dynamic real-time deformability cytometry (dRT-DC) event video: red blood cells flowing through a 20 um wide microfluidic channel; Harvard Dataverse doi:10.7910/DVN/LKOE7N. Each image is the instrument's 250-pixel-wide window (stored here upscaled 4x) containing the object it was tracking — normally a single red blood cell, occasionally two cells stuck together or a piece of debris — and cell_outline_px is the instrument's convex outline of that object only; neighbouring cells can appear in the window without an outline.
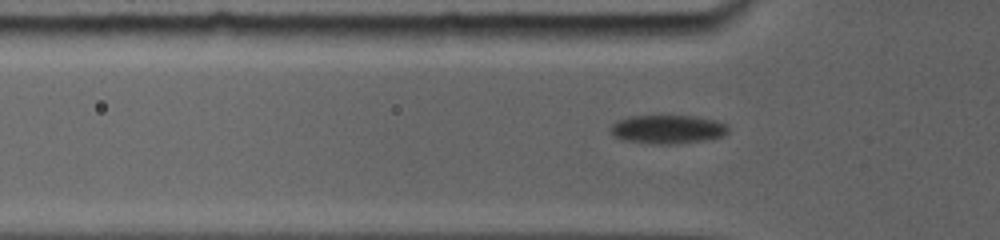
{"species": "common noctule bat (a hibernating species)", "species_latin": "Nyctalus noctula", "temperature_condition": "room temperature", "stored_images_in_passage": 12, "camera_frame_rate_fps": 5000, "um_per_image_px": 0.085, "animal": {"sex": "female", "body_mass_g": 19.0, "forearm_length_mm": 56.7}, "frame": {"image": 1, "passage_image": 5, "time_ms": 2.0, "image_size_px": [1000, 240], "cell_outline_px": [[728, 128], [720, 136], [696, 140], [632, 140], [616, 136], [612, 132], [612, 124], [628, 116], [696, 116], [712, 120], [724, 124]], "centroid_in_image_um": [56.73, 10.89], "position_along_channel_um": 69.1, "area_um2": 17.4}}
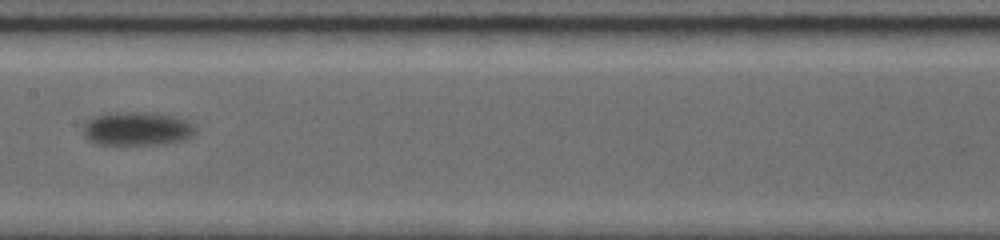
{"frame": {"image": 2, "passage_image": 9, "time_ms": 5.6, "image_size_px": [1000, 240], "cell_outline_px": [[192, 132], [188, 136], [172, 140], [148, 144], [104, 144], [92, 140], [84, 132], [84, 128], [88, 120], [96, 116], [124, 112], [136, 112], [172, 116], [184, 120], [192, 128]], "centroid_in_image_um": [11.55, 10.92], "position_along_channel_um": 195.9, "area_um2": 20.17}}
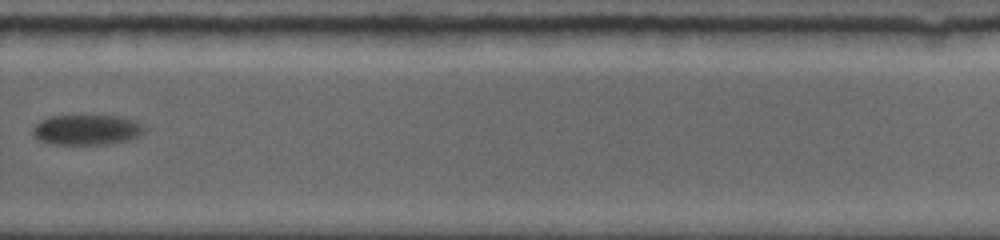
{"frame": {"image": 3, "passage_image": 12, "time_ms": 9.2, "image_size_px": [1000, 240], "cell_outline_px": [[148, 128], [140, 136], [128, 140], [108, 144], [52, 144], [36, 140], [32, 132], [32, 128], [40, 120], [48, 116], [120, 116], [140, 120]], "centroid_in_image_um": [7.43, 11.03], "position_along_channel_um": 322.4, "area_um2": 20.17}}